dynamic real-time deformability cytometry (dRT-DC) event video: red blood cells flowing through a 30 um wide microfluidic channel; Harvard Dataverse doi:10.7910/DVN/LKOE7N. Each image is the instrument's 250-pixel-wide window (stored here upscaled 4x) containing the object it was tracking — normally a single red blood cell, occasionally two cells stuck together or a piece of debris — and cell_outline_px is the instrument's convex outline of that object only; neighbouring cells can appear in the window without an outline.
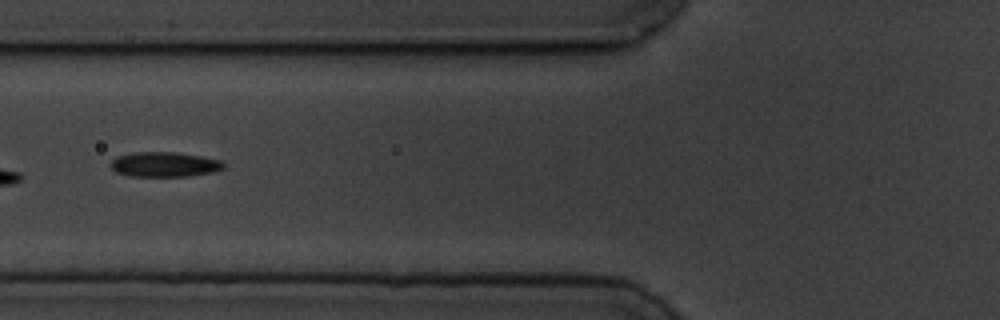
{"species": "common noctule bat (a hibernating species)", "species_latin": "Nyctalus noctula", "temperature_condition": "cold", "stored_images_in_passage": 10, "camera_frame_rate_fps": 3000, "um_per_image_px": 0.085, "animal": {"sex": "male", "body_mass_g": 19.5, "forearm_length_mm": 54.6}, "frame": {"image": 1, "passage_image": 6, "time_ms": 6.667, "image_size_px": [1000, 320], "cell_outline_px": [[224, 168], [212, 172], [188, 176], [132, 176], [116, 172], [108, 164], [116, 156], [132, 152], [176, 152], [200, 156], [220, 160], [224, 164]], "centroid_in_image_um": [13.93, 13.97], "position_along_channel_um": 111.9, "area_um2": 16.36}}
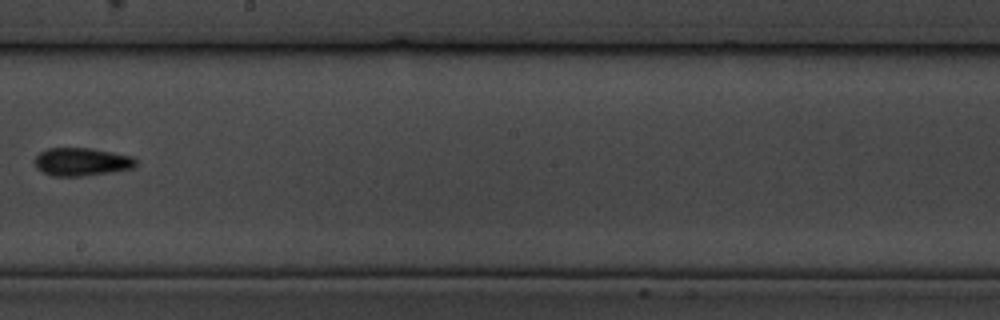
{"frame": {"image": 2, "passage_image": 9, "time_ms": 10.333, "image_size_px": [1000, 320], "cell_outline_px": [[136, 164], [132, 168], [84, 176], [52, 176], [36, 168], [36, 156], [40, 152], [48, 148], [88, 148], [132, 156], [136, 160]], "centroid_in_image_um": [6.92, 13.75], "position_along_channel_um": 241.3, "area_um2": 16.24}}
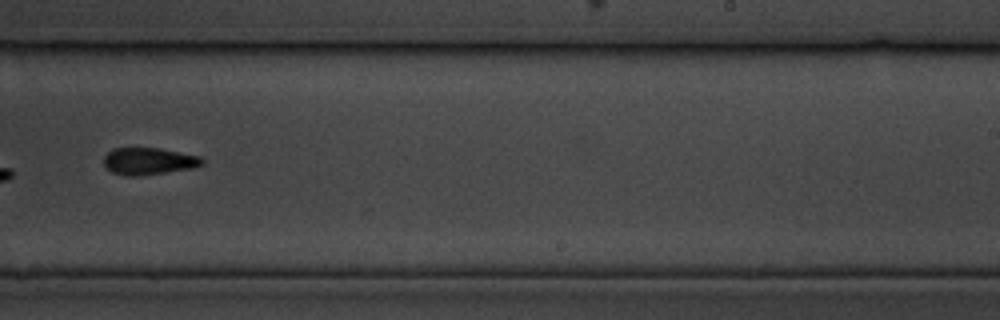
{"frame": {"image": 3, "passage_image": 10, "time_ms": 11.333, "image_size_px": [1000, 320], "cell_outline_px": [[204, 164], [196, 168], [140, 176], [124, 176], [112, 172], [104, 164], [104, 156], [112, 148], [160, 148], [200, 156], [204, 160]], "centroid_in_image_um": [12.67, 13.71], "position_along_channel_um": 276.3, "area_um2": 15.72}}